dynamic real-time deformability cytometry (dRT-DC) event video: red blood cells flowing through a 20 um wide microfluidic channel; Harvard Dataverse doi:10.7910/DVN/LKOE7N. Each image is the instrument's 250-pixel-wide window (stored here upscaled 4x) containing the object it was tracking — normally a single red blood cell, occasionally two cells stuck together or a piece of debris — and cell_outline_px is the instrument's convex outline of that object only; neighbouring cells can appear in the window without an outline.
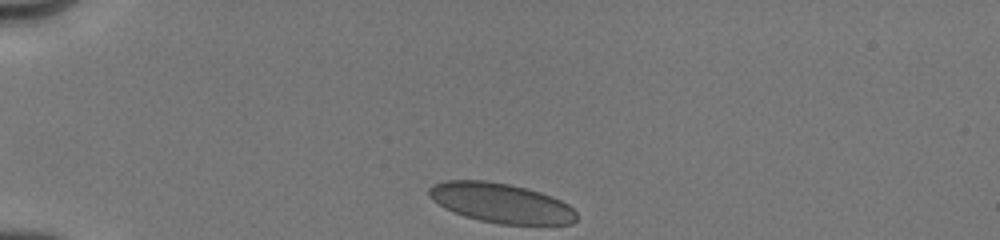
{"species": "human", "species_latin": "Homo sapiens", "temperature_condition": "cold", "stored_images_in_passage": 7, "camera_frame_rate_fps": 3000, "um_per_image_px": 0.085, "donor": {"sex": "male"}, "frame": {"image": 1, "passage_image": 1, "time_ms": 0.0, "image_size_px": [1000, 240], "cell_outline_px": [[576, 220], [572, 224], [500, 224], [480, 220], [464, 216], [444, 208], [432, 200], [428, 196], [428, 188], [432, 184], [444, 180], [484, 180], [508, 184], [540, 192], [552, 196], [568, 204], [576, 212]], "centroid_in_image_um": [42.54, 17.25], "position_along_channel_um": 42.5, "area_um2": 34.1}}